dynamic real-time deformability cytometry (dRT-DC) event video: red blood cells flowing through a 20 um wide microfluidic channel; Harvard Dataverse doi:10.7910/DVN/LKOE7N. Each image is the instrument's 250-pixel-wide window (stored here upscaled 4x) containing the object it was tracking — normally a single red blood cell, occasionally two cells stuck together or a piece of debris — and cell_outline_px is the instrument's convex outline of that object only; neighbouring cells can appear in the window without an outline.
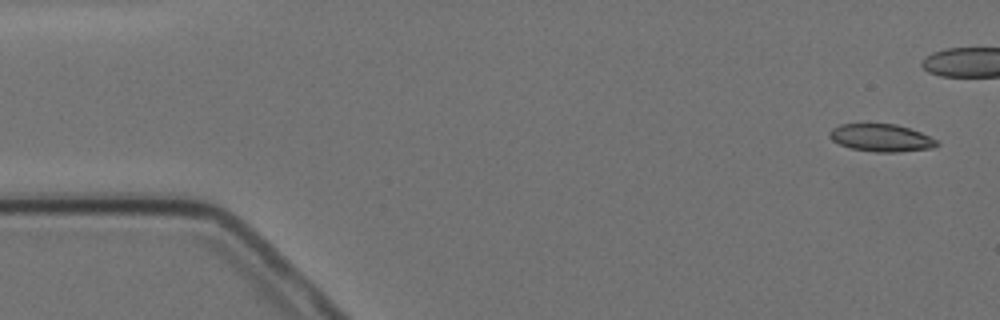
{"species": "Egyptian fruit bat (a non-hibernating species)", "species_latin": "Rousettus aegyptiacus", "temperature_condition": "cold", "stored_images_in_passage": 5, "camera_frame_rate_fps": 3000, "um_per_image_px": 0.085, "animal": {"sex": "female"}, "frame": {"image": 1, "passage_image": 1, "time_ms": 0.0, "image_size_px": [1000, 320], "cell_outline_px": [[940, 144], [936, 148], [896, 152], [876, 152], [852, 148], [840, 144], [832, 140], [828, 136], [828, 132], [832, 128], [840, 124], [896, 124], [920, 132], [936, 140]], "centroid_in_image_um": [74.9, 11.72], "position_along_channel_um": 10.1, "area_um2": 17.17}}
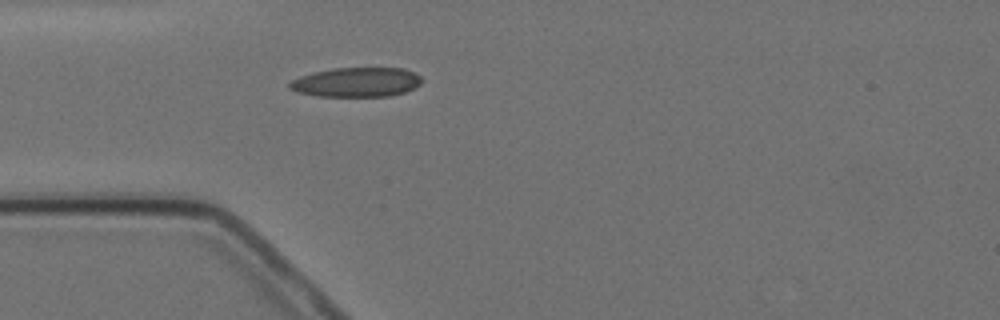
{"frame": {"image": 2, "passage_image": 5, "time_ms": 5.667, "image_size_px": [1000, 320], "cell_outline_px": [[420, 84], [404, 92], [388, 96], [320, 96], [296, 92], [288, 88], [288, 84], [292, 80], [300, 76], [312, 72], [332, 68], [404, 68], [416, 72], [420, 76]], "centroid_in_image_um": [30.27, 6.98], "position_along_channel_um": 54.7, "area_um2": 22.72}}